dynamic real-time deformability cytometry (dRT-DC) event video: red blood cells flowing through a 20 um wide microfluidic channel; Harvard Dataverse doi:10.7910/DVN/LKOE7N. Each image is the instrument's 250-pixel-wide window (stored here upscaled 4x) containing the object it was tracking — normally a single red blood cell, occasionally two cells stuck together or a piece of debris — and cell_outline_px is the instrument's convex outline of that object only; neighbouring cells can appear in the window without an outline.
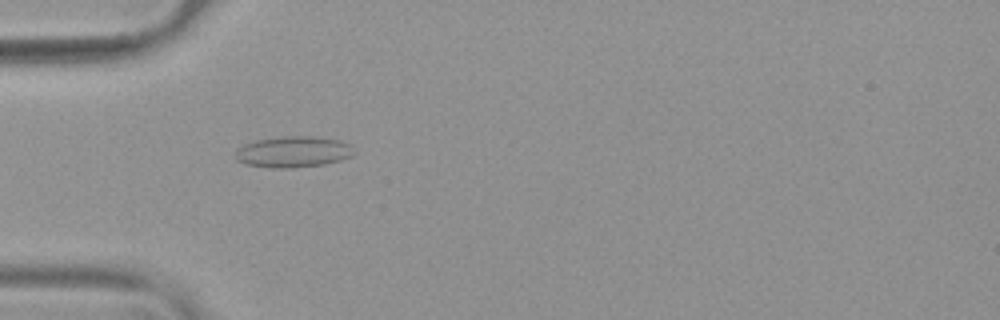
{"species": "common noctule bat (a hibernating species)", "species_latin": "Nyctalus noctula", "temperature_condition": "warm", "stored_images_in_passage": 48, "camera_frame_rate_fps": 3000, "um_per_image_px": 0.085, "animal": {"sex": "female", "body_mass_g": 19.9}, "frame": {"image": 1, "passage_image": 11, "time_ms": 3.333, "image_size_px": [1000, 320], "cell_outline_px": [[356, 152], [352, 156], [340, 160], [324, 164], [292, 168], [268, 168], [244, 164], [236, 160], [236, 148], [244, 144], [256, 140], [284, 136], [312, 136], [340, 140], [352, 144]], "centroid_in_image_um": [24.94, 12.91], "position_along_channel_um": 60.1, "area_um2": 21.85}}
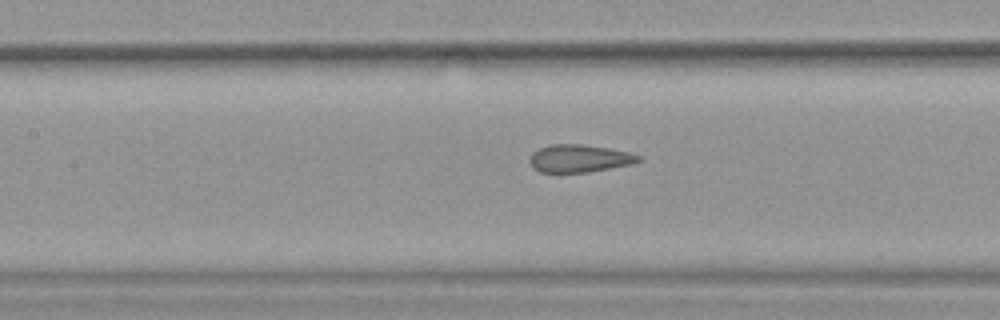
{"frame": {"image": 2, "passage_image": 19, "time_ms": 6.0, "image_size_px": [1000, 320], "cell_outline_px": [[644, 160], [632, 164], [588, 172], [540, 172], [532, 168], [528, 160], [532, 152], [548, 144], [580, 144], [608, 148], [628, 152], [640, 156]], "centroid_in_image_um": [49.22, 13.46], "position_along_channel_um": 158.2, "area_um2": 17.63}}
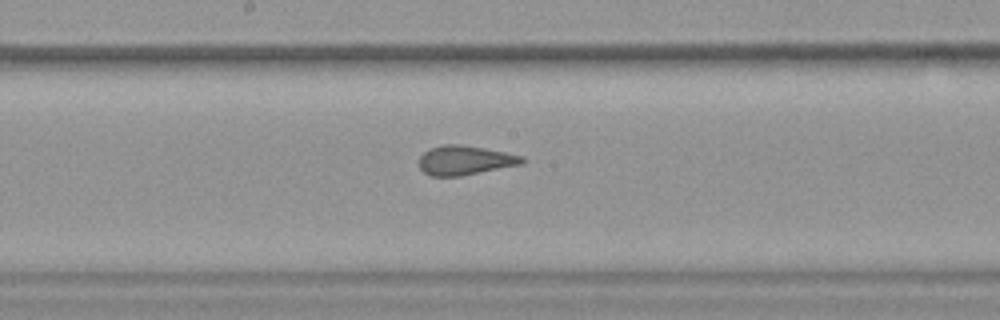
{"frame": {"image": 3, "passage_image": 23, "time_ms": 7.333, "image_size_px": [1000, 320], "cell_outline_px": [[524, 164], [460, 176], [432, 176], [424, 172], [420, 168], [420, 156], [424, 152], [432, 148], [444, 144], [460, 144], [484, 148], [524, 156]], "centroid_in_image_um": [39.55, 13.62], "position_along_channel_um": 208.7, "area_um2": 17.51}, "authors_computed_cell_mechanics": {"area_um2": 18.9584, "velocity_mm_per_s": 3.8213, "shape_relaxation_time_tau1_ms": null, "shape_relaxation_time_tau2_ms": 0.9761, "deformation_change_tau1": null, "deformation_change_tau2": 0.076}}